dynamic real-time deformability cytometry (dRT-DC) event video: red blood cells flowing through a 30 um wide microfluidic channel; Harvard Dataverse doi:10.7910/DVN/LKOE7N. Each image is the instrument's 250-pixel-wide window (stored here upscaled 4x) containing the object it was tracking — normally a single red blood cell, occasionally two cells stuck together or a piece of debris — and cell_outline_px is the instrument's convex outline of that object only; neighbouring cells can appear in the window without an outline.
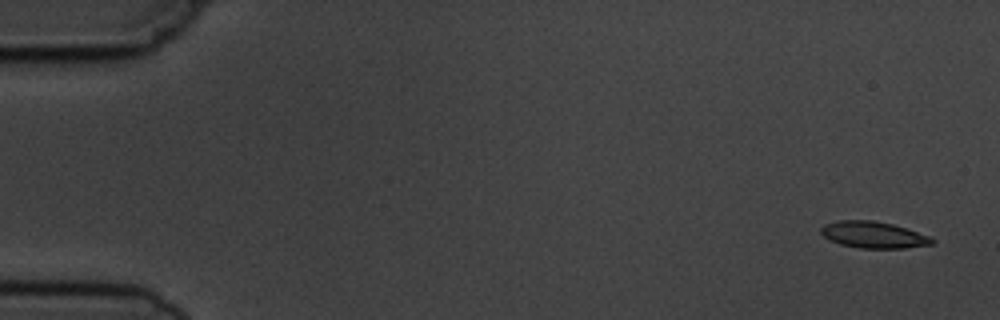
{"species": "common noctule bat (a hibernating species)", "species_latin": "Nyctalus noctula", "temperature_condition": "cold", "stored_images_in_passage": 5, "camera_frame_rate_fps": 3000, "um_per_image_px": 0.085, "animal": {"sex": "male", "body_mass_g": 19.5, "forearm_length_mm": 54.6}, "frame": {"image": 1, "passage_image": 1, "time_ms": 0.0, "image_size_px": [1000, 320], "cell_outline_px": [[936, 240], [932, 244], [904, 248], [860, 248], [840, 244], [828, 240], [820, 232], [820, 228], [824, 224], [840, 220], [872, 220], [892, 224], [932, 236]], "centroid_in_image_um": [74.25, 19.96], "position_along_channel_um": 10.8, "area_um2": 17.28}}